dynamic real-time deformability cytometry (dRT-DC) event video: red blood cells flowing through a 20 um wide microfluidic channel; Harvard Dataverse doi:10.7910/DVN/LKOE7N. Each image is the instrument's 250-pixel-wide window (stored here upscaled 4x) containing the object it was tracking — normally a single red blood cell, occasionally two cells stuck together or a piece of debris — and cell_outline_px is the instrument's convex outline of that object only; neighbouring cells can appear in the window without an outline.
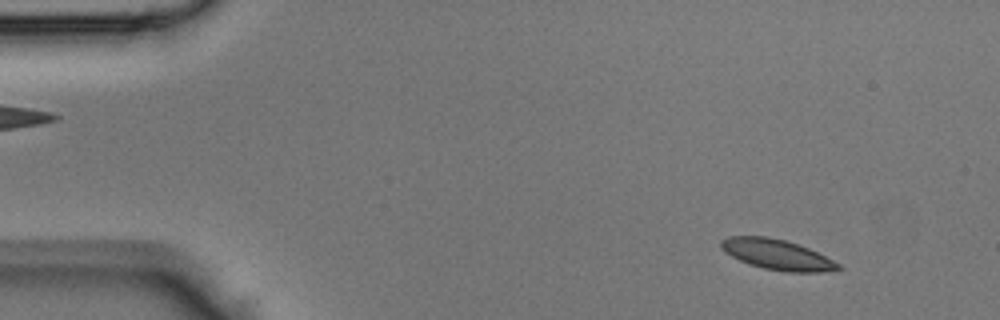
{"species": "Egyptian fruit bat (a non-hibernating species)", "species_latin": "Rousettus aegyptiacus", "temperature_condition": "room temperature", "stored_images_in_passage": 44, "camera_frame_rate_fps": 3000, "um_per_image_px": 0.085, "animal": {"sex": "male"}, "frame": {"image": 1, "passage_image": 4, "time_ms": 1.0, "image_size_px": [1000, 320], "cell_outline_px": [[844, 268], [820, 272], [784, 272], [764, 268], [748, 264], [724, 252], [720, 248], [720, 240], [728, 236], [768, 236], [784, 240], [808, 248], [840, 264]], "centroid_in_image_um": [66.0, 21.63], "position_along_channel_um": 19.0, "area_um2": 20.63}}
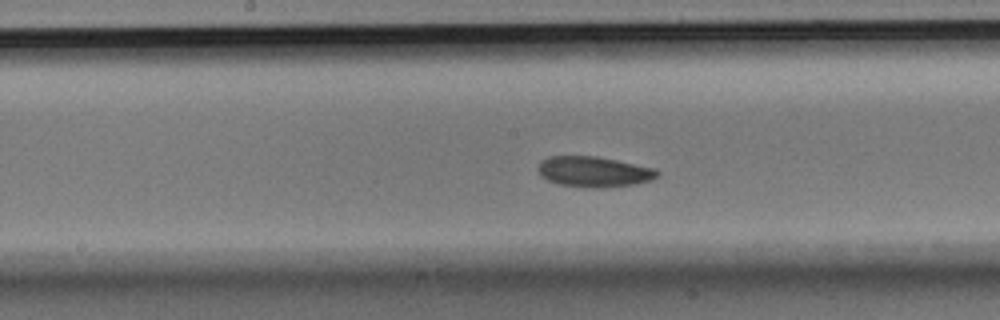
{"frame": {"image": 2, "passage_image": 22, "time_ms": 7.0, "image_size_px": [1000, 320], "cell_outline_px": [[660, 172], [652, 180], [636, 184], [600, 188], [588, 188], [556, 184], [540, 176], [536, 168], [540, 160], [548, 156], [596, 156], [656, 168]], "centroid_in_image_um": [50.44, 14.6], "position_along_channel_um": 197.8, "area_um2": 21.56}}
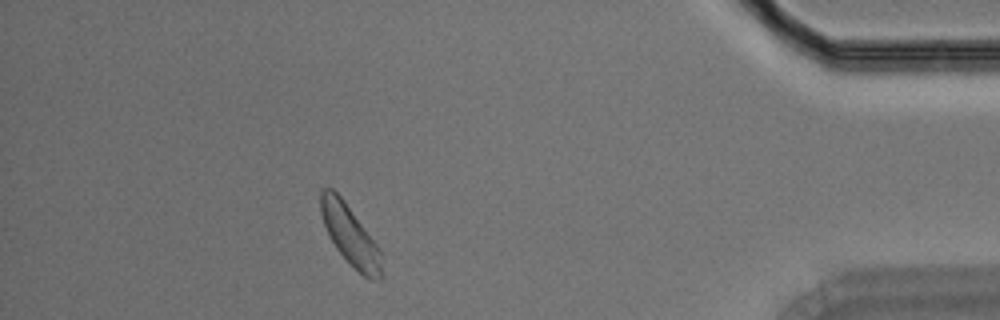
{"frame": {"image": 3, "passage_image": 39, "time_ms": 12.667, "image_size_px": [1000, 320], "cell_outline_px": [[384, 276], [380, 280], [372, 280], [364, 276], [336, 248], [324, 224], [320, 212], [320, 192], [324, 188], [332, 188], [344, 200], [376, 244], [380, 252]], "centroid_in_image_um": [29.77, 20.0], "position_along_channel_um": 405.4, "area_um2": 20.75}}